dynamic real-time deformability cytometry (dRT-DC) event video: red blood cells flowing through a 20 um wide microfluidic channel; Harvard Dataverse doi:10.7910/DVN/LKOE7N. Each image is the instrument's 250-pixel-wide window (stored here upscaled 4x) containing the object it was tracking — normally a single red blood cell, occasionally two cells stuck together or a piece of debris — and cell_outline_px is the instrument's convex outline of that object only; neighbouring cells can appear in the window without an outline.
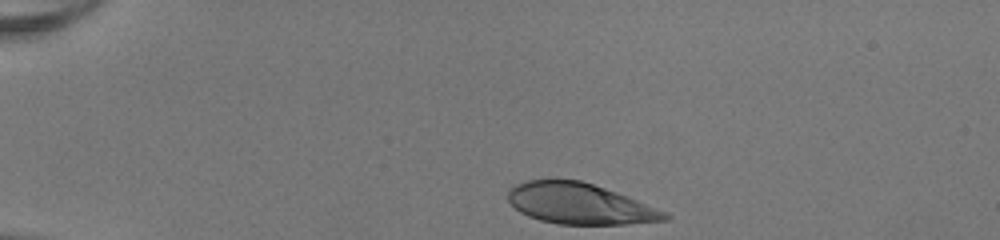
{"species": "human", "species_latin": "Homo sapiens", "temperature_condition": "room temperature", "stored_images_in_passage": 34, "camera_frame_rate_fps": 3000, "um_per_image_px": 0.085, "donor": {"sex": "female"}, "frame": {"image": 1, "passage_image": 1, "time_ms": 0.0, "image_size_px": [1000, 240], "cell_outline_px": [[672, 216], [668, 220], [624, 224], [560, 224], [540, 220], [528, 216], [520, 212], [508, 200], [508, 192], [516, 184], [528, 180], [580, 180], [616, 192], [636, 200], [664, 212]], "centroid_in_image_um": [49.25, 17.32], "position_along_channel_um": 35.7, "area_um2": 36.65}}
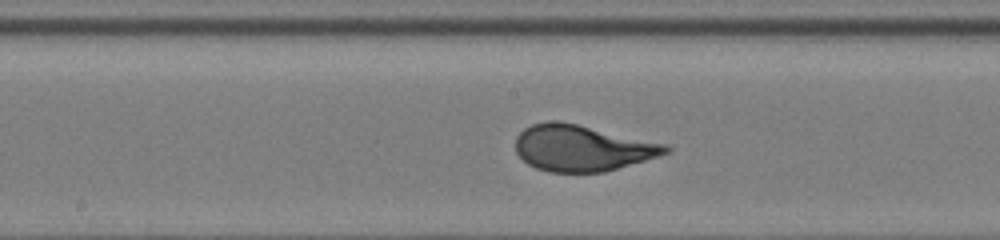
{"frame": {"image": 2, "passage_image": 18, "time_ms": 5.667, "image_size_px": [1000, 240], "cell_outline_px": [[672, 152], [660, 156], [604, 172], [548, 172], [536, 168], [528, 164], [516, 152], [516, 136], [524, 128], [532, 124], [548, 120], [556, 120], [576, 124], [668, 144], [672, 148]], "centroid_in_image_um": [49.5, 12.58], "position_along_channel_um": 198.7, "area_um2": 40.46}}
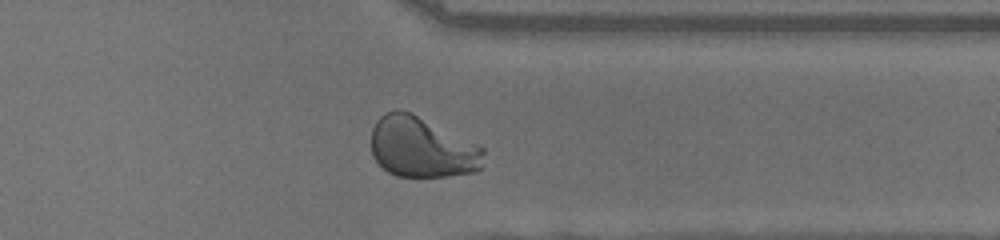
{"frame": {"image": 3, "passage_image": 31, "time_ms": 10.0, "image_size_px": [1000, 240], "cell_outline_px": [[484, 152], [480, 168], [476, 172], [448, 176], [396, 176], [388, 172], [372, 156], [372, 128], [376, 120], [384, 112], [396, 108], [400, 108], [412, 112], [484, 148]], "centroid_in_image_um": [35.83, 12.5], "position_along_channel_um": 375.6, "area_um2": 39.77}, "authors_computed_cell_mechanics": {"area_um2": 39.5641, "velocity_mm_per_s": 4.0874, "shape_relaxation_time_tau1_ms": 3.2194, "shape_relaxation_time_tau2_ms": null, "deformation_change_tau1": 0.2116, "deformation_change_tau2": null}}